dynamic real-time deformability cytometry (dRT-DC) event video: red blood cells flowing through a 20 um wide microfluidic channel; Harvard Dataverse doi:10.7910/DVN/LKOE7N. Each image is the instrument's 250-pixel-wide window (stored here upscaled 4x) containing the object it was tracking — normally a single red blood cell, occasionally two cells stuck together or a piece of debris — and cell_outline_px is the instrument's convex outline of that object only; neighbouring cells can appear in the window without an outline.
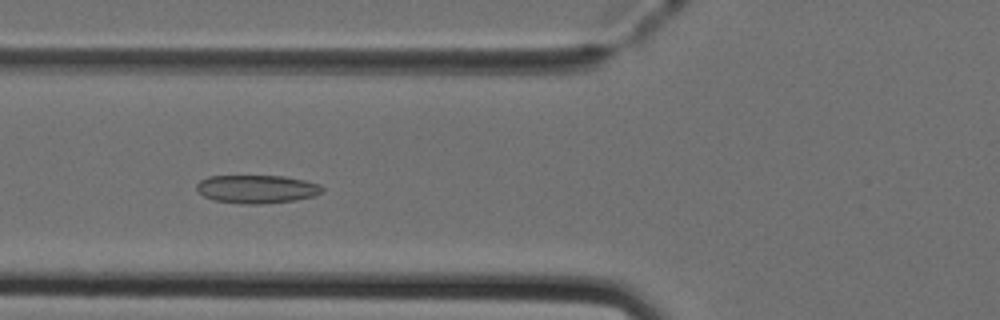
{"species": "Egyptian fruit bat (a non-hibernating species)", "species_latin": "Rousettus aegyptiacus", "temperature_condition": "cold", "stored_images_in_passage": 34, "camera_frame_rate_fps": 3000, "um_per_image_px": 0.085, "animal": {"sex": "female"}, "frame": {"image": 1, "passage_image": 3, "time_ms": 0.667, "image_size_px": [1000, 320], "cell_outline_px": [[324, 192], [312, 196], [296, 200], [260, 204], [244, 204], [212, 200], [204, 196], [196, 188], [196, 184], [200, 180], [208, 176], [284, 176], [304, 180], [320, 184], [324, 188]], "centroid_in_image_um": [21.83, 16.07], "position_along_channel_um": 104.0, "area_um2": 20.75}}
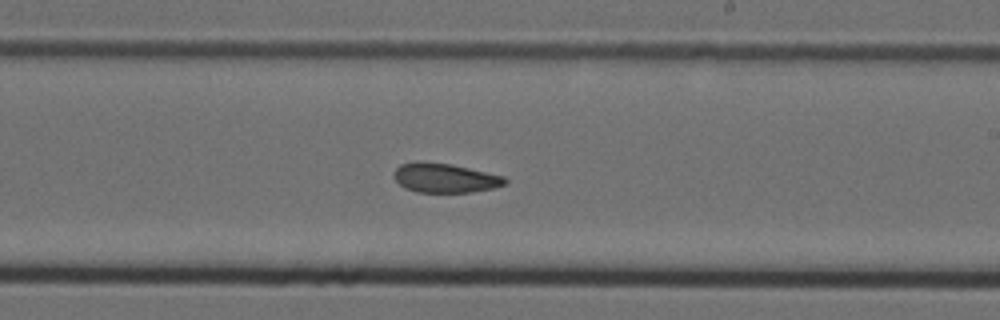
{"frame": {"image": 2, "passage_image": 14, "time_ms": 4.333, "image_size_px": [1000, 320], "cell_outline_px": [[508, 180], [504, 184], [492, 188], [472, 192], [416, 192], [404, 188], [396, 180], [396, 168], [400, 164], [452, 164], [504, 176]], "centroid_in_image_um": [37.89, 15.17], "position_along_channel_um": 251.1, "area_um2": 18.21}}
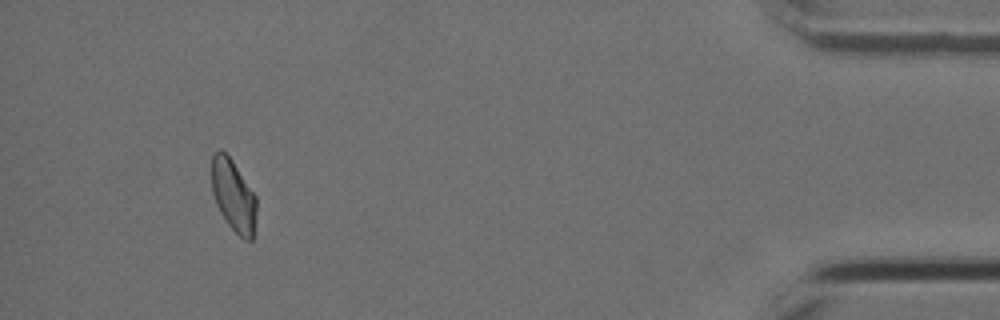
{"frame": {"image": 3, "passage_image": 31, "time_ms": 10.0, "image_size_px": [1000, 320], "cell_outline_px": [[256, 236], [252, 240], [244, 240], [228, 224], [220, 212], [216, 204], [212, 192], [212, 152], [220, 148], [232, 160], [256, 196]], "centroid_in_image_um": [19.86, 16.65], "position_along_channel_um": 415.3, "area_um2": 19.02}}